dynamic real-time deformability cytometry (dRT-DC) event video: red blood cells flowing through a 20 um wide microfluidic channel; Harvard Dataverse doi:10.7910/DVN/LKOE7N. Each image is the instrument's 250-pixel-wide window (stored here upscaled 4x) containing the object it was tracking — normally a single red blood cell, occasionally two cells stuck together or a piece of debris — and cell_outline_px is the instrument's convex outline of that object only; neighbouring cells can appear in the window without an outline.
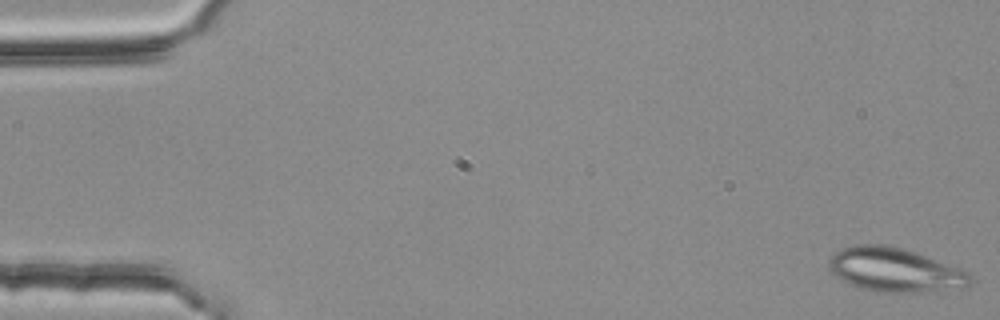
{"species": "common noctule bat (a hibernating species)", "species_latin": "Nyctalus noctula", "temperature_condition": "room temperature", "stored_images_in_passage": 52, "camera_frame_rate_fps": 3000, "um_per_image_px": 0.085, "animal": {"sex": "female", "body_mass_g": 25.1}, "frame": {"image": 1, "passage_image": 1, "time_ms": 0.0, "image_size_px": [1000, 320], "cell_outline_px": [[972, 284], [968, 288], [916, 292], [876, 292], [860, 288], [848, 284], [836, 276], [828, 268], [828, 260], [840, 248], [852, 244], [888, 244], [904, 248], [916, 252], [968, 272], [972, 276]], "centroid_in_image_um": [76.05, 22.94], "position_along_channel_um": 8.9, "area_um2": 36.65}}
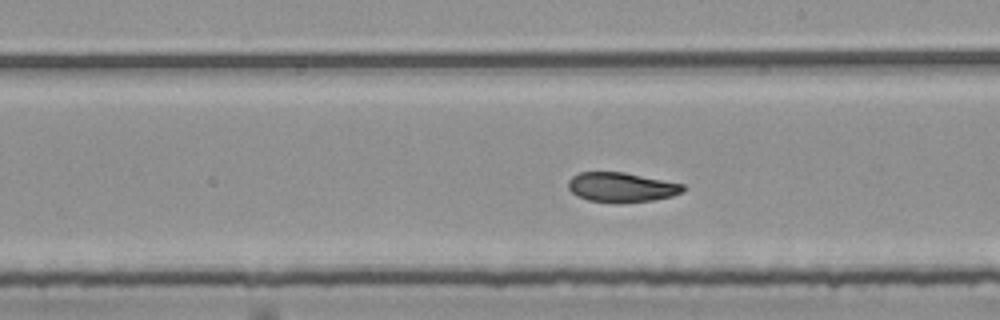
{"frame": {"image": 2, "passage_image": 31, "time_ms": 10.0, "image_size_px": [1000, 320], "cell_outline_px": [[688, 188], [684, 192], [672, 196], [652, 200], [620, 204], [616, 204], [588, 200], [576, 196], [568, 188], [568, 180], [572, 176], [580, 172], [624, 172], [684, 184]], "centroid_in_image_um": [52.84, 15.93], "position_along_channel_um": 236.2, "area_um2": 20.23}}
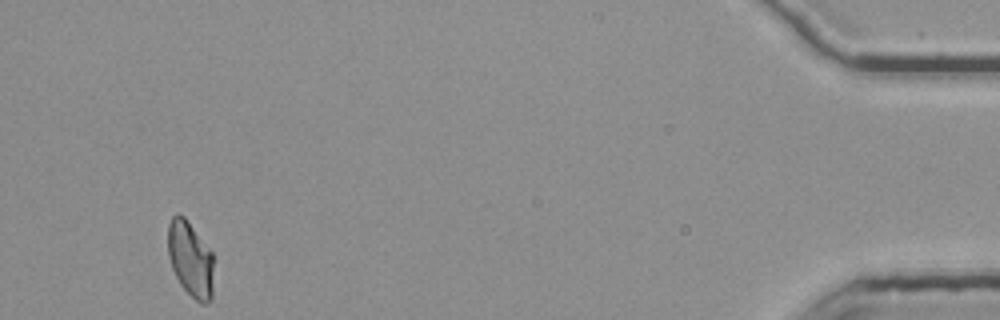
{"frame": {"image": 3, "passage_image": 52, "time_ms": 17.0, "image_size_px": [1000, 320], "cell_outline_px": [[212, 300], [208, 304], [200, 304], [180, 284], [172, 268], [168, 256], [168, 224], [172, 216], [184, 216], [212, 252]], "centroid_in_image_um": [16.18, 22.05], "position_along_channel_um": 419.0, "area_um2": 19.88}, "authors_computed_cell_mechanics": {"area_um2": 20.9525, "velocity_mm_per_s": 3.7503, "shape_relaxation_time_tau1_ms": null, "shape_relaxation_time_tau2_ms": 3.2509, "deformation_change_tau1": null, "deformation_change_tau2": 0.0887}}